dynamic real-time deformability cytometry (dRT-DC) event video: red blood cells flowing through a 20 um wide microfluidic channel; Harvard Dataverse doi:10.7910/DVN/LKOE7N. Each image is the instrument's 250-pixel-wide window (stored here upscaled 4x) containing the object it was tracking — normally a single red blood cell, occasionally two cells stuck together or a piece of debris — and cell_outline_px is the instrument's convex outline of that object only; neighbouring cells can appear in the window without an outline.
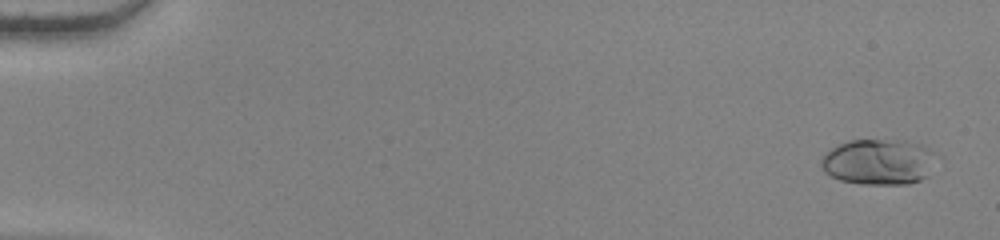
{"species": "human", "species_latin": "Homo sapiens", "temperature_condition": "warm", "stored_images_in_passage": 56, "camera_frame_rate_fps": 3000, "um_per_image_px": 0.085, "donor": {"sex": "female"}, "frame": {"image": 1, "passage_image": 3, "time_ms": 0.667, "image_size_px": [1000, 240], "cell_outline_px": [[936, 152], [928, 176], [920, 180], [908, 184], [860, 184], [840, 180], [824, 172], [820, 164], [820, 160], [832, 148], [848, 140], [904, 140], [924, 144]], "centroid_in_image_um": [74.71, 13.75], "position_along_channel_um": 10.3, "area_um2": 30.87}}
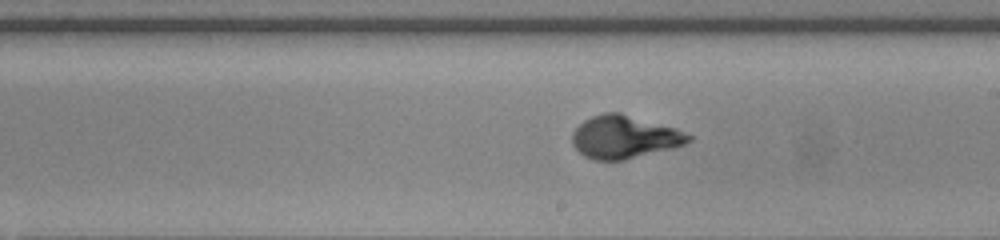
{"frame": {"image": 2, "passage_image": 34, "time_ms": 11.0, "image_size_px": [1000, 240], "cell_outline_px": [[692, 140], [684, 144], [672, 148], [624, 160], [596, 160], [584, 156], [572, 144], [572, 132], [584, 120], [592, 116], [604, 112], [620, 112], [676, 128], [692, 136]], "centroid_in_image_um": [53.06, 11.64], "position_along_channel_um": 235.9, "area_um2": 28.96}}
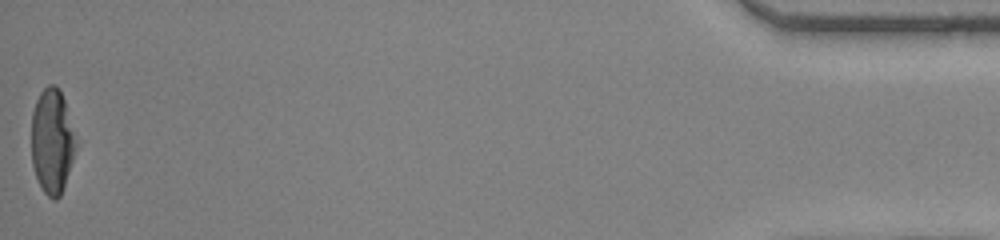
{"frame": {"image": 3, "passage_image": 56, "time_ms": 18.333, "image_size_px": [1000, 240], "cell_outline_px": [[76, 148], [60, 196], [56, 200], [52, 200], [44, 192], [36, 176], [32, 164], [32, 112], [36, 100], [40, 92], [48, 84], [56, 84], [64, 100], [76, 140]], "centroid_in_image_um": [4.41, 11.99], "position_along_channel_um": 430.8, "area_um2": 26.76}, "authors_computed_cell_mechanics": {"area_um2": 28.4087, "velocity_mm_per_s": 3.8432, "shape_relaxation_time_tau1_ms": 3.8153, "shape_relaxation_time_tau2_ms": null, "deformation_change_tau1": 0.2174, "deformation_change_tau2": null}}